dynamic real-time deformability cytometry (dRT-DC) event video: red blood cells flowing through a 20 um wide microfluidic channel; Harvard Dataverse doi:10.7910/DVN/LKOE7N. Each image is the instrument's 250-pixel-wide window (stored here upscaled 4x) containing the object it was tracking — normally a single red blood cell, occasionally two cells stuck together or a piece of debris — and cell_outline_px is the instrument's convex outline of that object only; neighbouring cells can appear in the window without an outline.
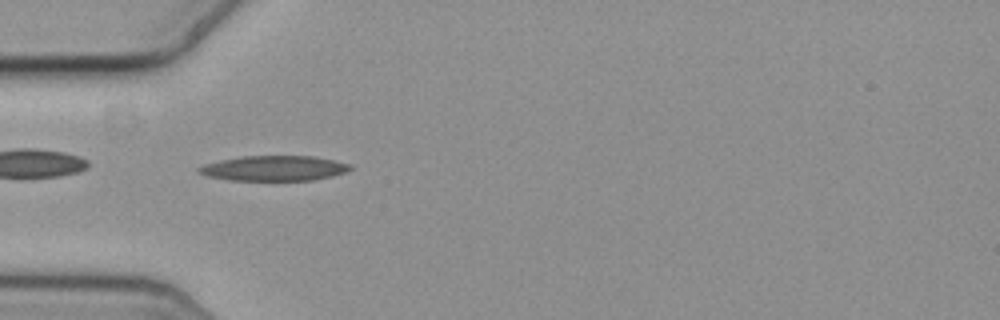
{"species": "common noctule bat (a hibernating species)", "species_latin": "Nyctalus noctula", "temperature_condition": "cold", "stored_images_in_passage": 41, "camera_frame_rate_fps": 3000, "um_per_image_px": 0.085, "animal": {"sex": "female", "body_mass_g": 19.3, "forearm_length_mm": 54.1}, "frame": {"image": 1, "passage_image": 2, "time_ms": 0.333, "image_size_px": [1000, 320], "cell_outline_px": [[352, 168], [344, 172], [332, 176], [312, 180], [232, 180], [208, 176], [200, 172], [196, 168], [204, 164], [240, 156], [316, 156], [352, 164]], "centroid_in_image_um": [23.33, 14.29], "position_along_channel_um": 61.7, "area_um2": 22.02}}
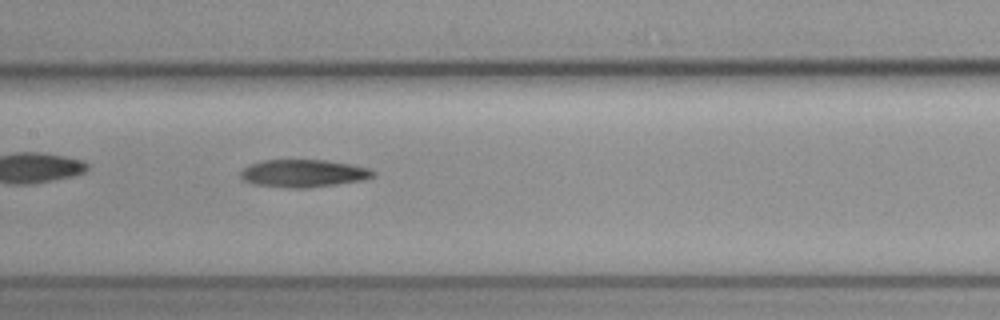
{"frame": {"image": 2, "passage_image": 12, "time_ms": 3.667, "image_size_px": [1000, 320], "cell_outline_px": [[376, 176], [360, 180], [304, 188], [292, 188], [256, 184], [244, 180], [240, 176], [240, 172], [244, 168], [252, 164], [264, 160], [324, 160], [352, 164], [368, 168], [376, 172]], "centroid_in_image_um": [25.81, 14.72], "position_along_channel_um": 181.6, "area_um2": 20.92}}
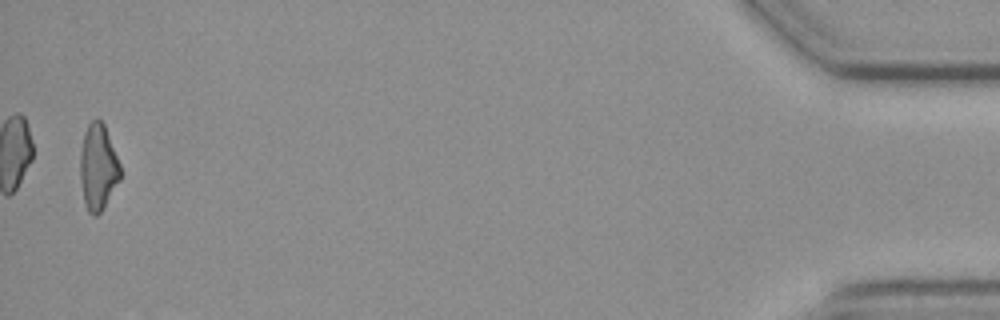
{"frame": {"image": 3, "passage_image": 40, "time_ms": 13.0, "image_size_px": [1000, 320], "cell_outline_px": [[120, 180], [104, 208], [96, 216], [88, 212], [84, 204], [80, 180], [80, 152], [84, 132], [88, 124], [96, 116], [104, 124], [120, 164]], "centroid_in_image_um": [8.32, 14.21], "position_along_channel_um": 426.9, "area_um2": 20.29}}